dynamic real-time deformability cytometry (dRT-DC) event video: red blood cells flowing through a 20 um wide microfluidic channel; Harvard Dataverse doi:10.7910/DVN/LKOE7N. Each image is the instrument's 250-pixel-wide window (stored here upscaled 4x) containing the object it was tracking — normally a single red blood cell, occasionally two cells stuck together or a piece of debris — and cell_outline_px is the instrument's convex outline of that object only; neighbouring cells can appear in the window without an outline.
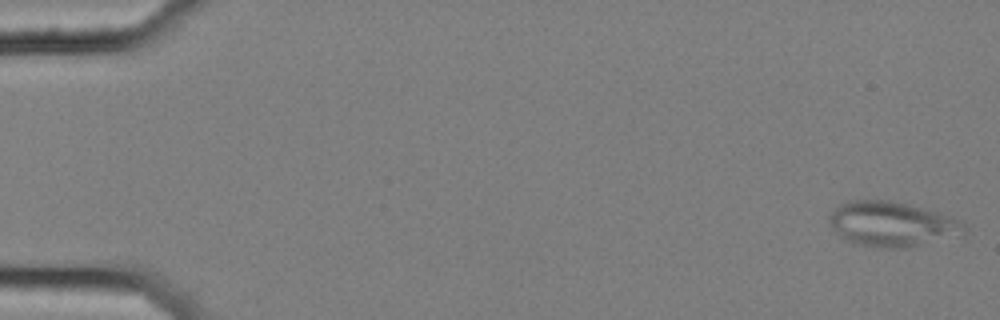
{"species": "common noctule bat (a hibernating species)", "species_latin": "Nyctalus noctula", "temperature_condition": "cold", "stored_images_in_passage": 56, "camera_frame_rate_fps": 3000, "um_per_image_px": 0.085, "animal": {"sex": "female", "body_mass_g": 25.1}, "frame": {"image": 1, "passage_image": 1, "time_ms": 0.0, "image_size_px": [1000, 320], "cell_outline_px": [[968, 228], [964, 232], [904, 248], [876, 248], [856, 244], [844, 240], [832, 228], [828, 220], [828, 216], [840, 204], [848, 200], [888, 200], [908, 204], [940, 212], [964, 224]], "centroid_in_image_um": [75.71, 19.03], "position_along_channel_um": 9.3, "area_um2": 34.85}}
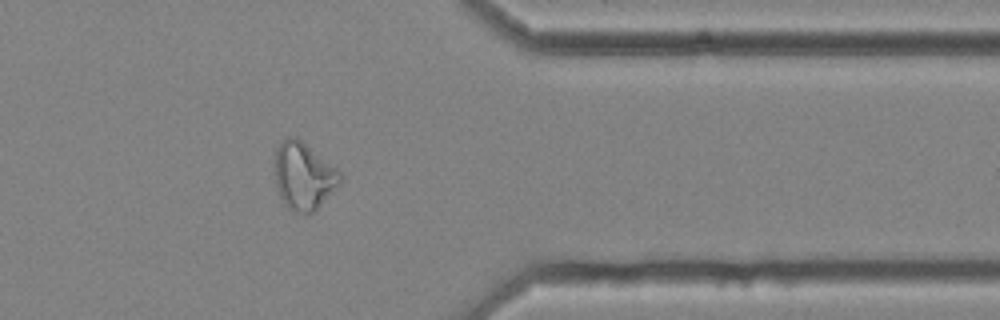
{"frame": {"image": 2, "passage_image": 46, "time_ms": 15.0, "image_size_px": [1000, 320], "cell_outline_px": [[344, 176], [340, 184], [312, 212], [292, 212], [284, 204], [280, 196], [276, 184], [276, 148], [288, 136], [296, 136], [336, 168]], "centroid_in_image_um": [25.81, 14.95], "position_along_channel_um": 385.6, "area_um2": 25.14}}
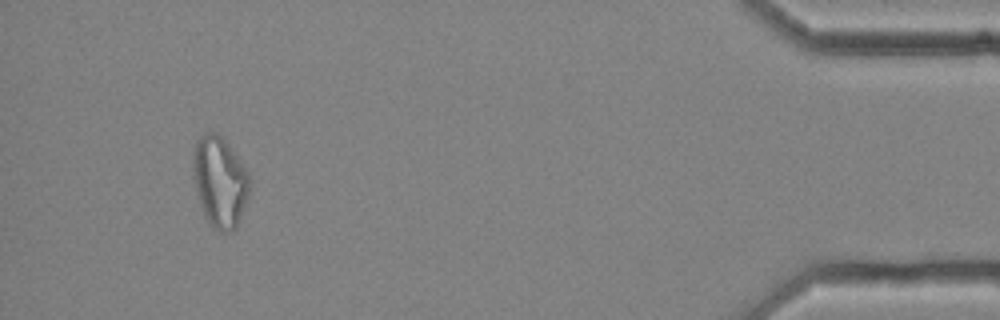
{"frame": {"image": 3, "passage_image": 53, "time_ms": 17.333, "image_size_px": [1000, 320], "cell_outline_px": [[252, 184], [248, 196], [236, 228], [232, 232], [220, 232], [212, 228], [208, 224], [204, 216], [200, 204], [196, 188], [192, 168], [192, 152], [196, 140], [204, 132], [216, 132], [228, 144], [248, 172]], "centroid_in_image_um": [18.67, 15.46], "position_along_channel_um": 416.5, "area_um2": 30.23}, "authors_computed_cell_mechanics": {"area_um2": 26.299, "velocity_mm_per_s": 3.5895, "shape_relaxation_time_tau1_ms": null, "shape_relaxation_time_tau2_ms": 4.1995, "deformation_change_tau1": null, "deformation_change_tau2": 0.099}}